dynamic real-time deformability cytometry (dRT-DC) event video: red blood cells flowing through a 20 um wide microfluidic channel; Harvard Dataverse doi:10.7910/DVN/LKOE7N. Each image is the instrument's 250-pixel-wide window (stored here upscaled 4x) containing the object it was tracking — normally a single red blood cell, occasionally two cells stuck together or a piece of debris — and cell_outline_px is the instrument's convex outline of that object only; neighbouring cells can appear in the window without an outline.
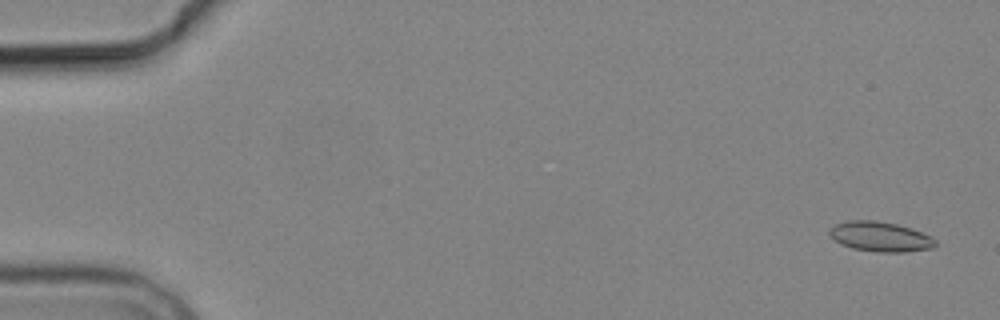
{"species": "common noctule bat (a hibernating species)", "species_latin": "Nyctalus noctula", "temperature_condition": "cold", "stored_images_in_passage": 5, "camera_frame_rate_fps": 3000, "um_per_image_px": 0.085, "animal": {"sex": "male", "body_mass_g": 19.2, "forearm_length_mm": 51.8}, "frame": {"image": 1, "passage_image": 1, "time_ms": 0.0, "image_size_px": [1000, 320], "cell_outline_px": [[936, 244], [932, 248], [904, 252], [876, 252], [852, 248], [840, 244], [828, 232], [836, 224], [848, 220], [876, 220], [896, 224], [912, 228], [932, 236], [936, 240]], "centroid_in_image_um": [74.85, 20.11], "position_along_channel_um": 10.1, "area_um2": 18.44}}